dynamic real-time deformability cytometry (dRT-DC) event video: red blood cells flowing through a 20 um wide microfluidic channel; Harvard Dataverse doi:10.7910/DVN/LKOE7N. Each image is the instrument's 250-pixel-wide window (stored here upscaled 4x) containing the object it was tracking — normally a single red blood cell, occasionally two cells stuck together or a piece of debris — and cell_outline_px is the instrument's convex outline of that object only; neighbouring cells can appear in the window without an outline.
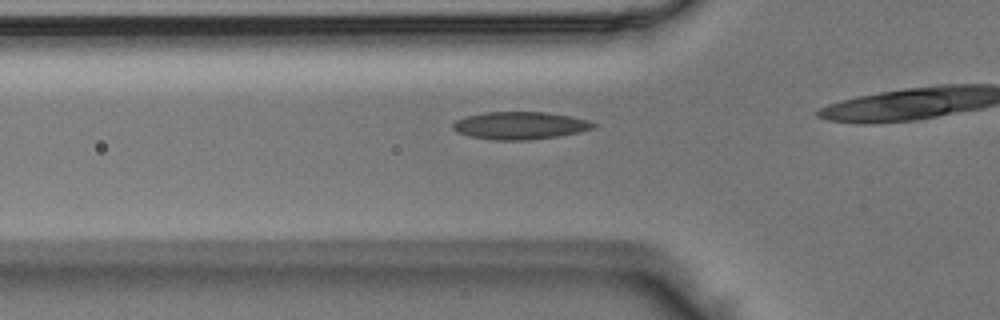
{"species": "Egyptian fruit bat (a non-hibernating species)", "species_latin": "Rousettus aegyptiacus", "temperature_condition": "room temperature", "stored_images_in_passage": 10, "camera_frame_rate_fps": 3000, "um_per_image_px": 0.085, "animal": {"sex": "male"}, "frame": {"image": 1, "passage_image": 2, "time_ms": 0.333, "image_size_px": [1000, 320], "cell_outline_px": [[596, 128], [556, 136], [524, 140], [492, 140], [472, 136], [456, 132], [452, 128], [452, 124], [456, 120], [468, 116], [484, 112], [544, 112], [568, 116], [588, 120], [596, 124]], "centroid_in_image_um": [44.17, 10.66], "position_along_channel_um": 81.6, "area_um2": 22.25}}
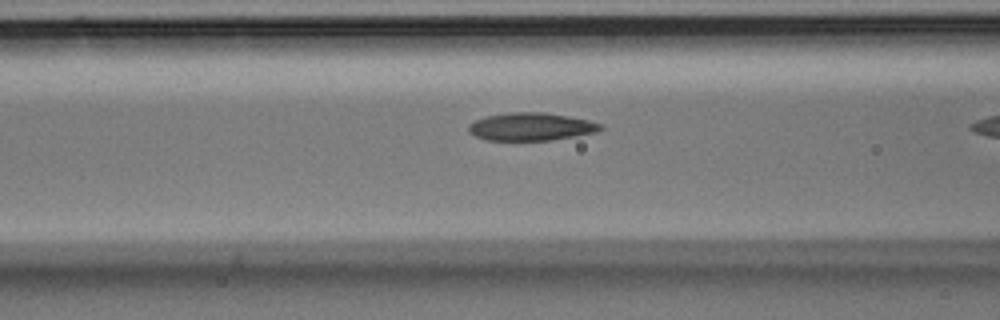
{"frame": {"image": 2, "passage_image": 5, "time_ms": 1.333, "image_size_px": [1000, 320], "cell_outline_px": [[604, 128], [596, 132], [576, 136], [552, 140], [488, 140], [476, 136], [468, 132], [468, 124], [484, 116], [512, 112], [544, 112], [568, 116], [588, 120], [604, 124]], "centroid_in_image_um": [45.16, 10.76], "position_along_channel_um": 121.4, "area_um2": 21.5}}